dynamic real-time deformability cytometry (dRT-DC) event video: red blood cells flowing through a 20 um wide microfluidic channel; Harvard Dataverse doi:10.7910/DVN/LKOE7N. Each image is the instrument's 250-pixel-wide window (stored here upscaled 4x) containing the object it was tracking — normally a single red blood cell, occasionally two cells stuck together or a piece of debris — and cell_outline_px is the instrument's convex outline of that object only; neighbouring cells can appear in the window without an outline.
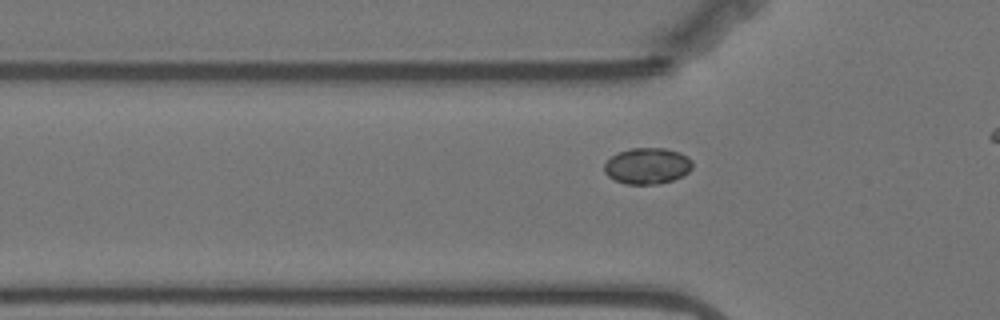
{"species": "Egyptian fruit bat (a non-hibernating species)", "species_latin": "Rousettus aegyptiacus", "temperature_condition": "warm", "stored_images_in_passage": 42, "camera_frame_rate_fps": 3000, "um_per_image_px": 0.085, "animal": {"sex": "female"}, "frame": {"image": 1, "passage_image": 13, "time_ms": 4.0, "image_size_px": [1000, 320], "cell_outline_px": [[692, 168], [688, 172], [672, 180], [656, 184], [628, 184], [616, 180], [608, 176], [604, 172], [604, 164], [616, 152], [628, 148], [664, 148], [680, 152], [688, 156], [692, 160]], "centroid_in_image_um": [55.01, 14.08], "position_along_channel_um": 70.8, "area_um2": 18.61}}
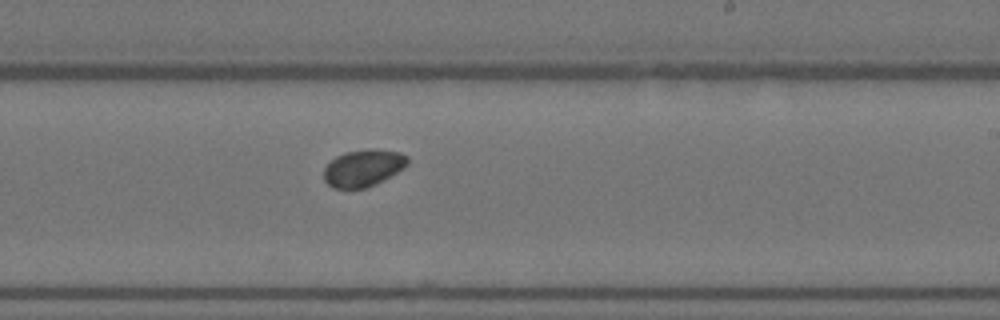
{"frame": {"image": 2, "passage_image": 29, "time_ms": 9.333, "image_size_px": [1000, 320], "cell_outline_px": [[408, 164], [404, 168], [384, 180], [368, 188], [332, 188], [324, 180], [324, 168], [336, 156], [344, 152], [368, 148], [400, 152], [408, 156]], "centroid_in_image_um": [30.89, 14.27], "position_along_channel_um": 258.1, "area_um2": 18.21}}
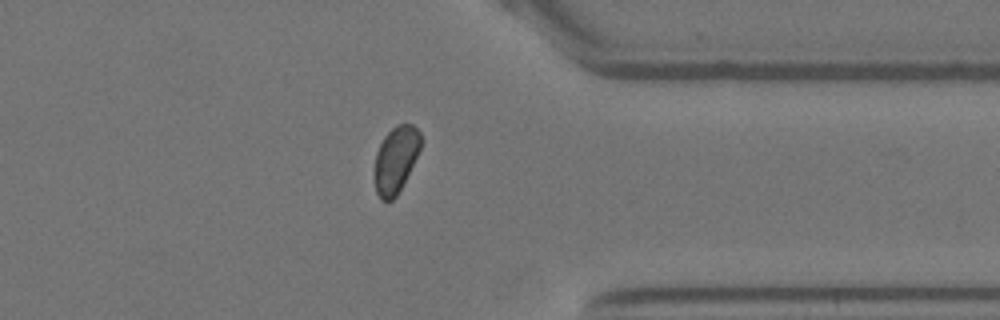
{"frame": {"image": 3, "passage_image": 40, "time_ms": 13.0, "image_size_px": [1000, 320], "cell_outline_px": [[424, 140], [396, 196], [392, 200], [380, 200], [376, 192], [376, 152], [384, 136], [396, 124], [412, 124], [420, 132]], "centroid_in_image_um": [33.66, 13.51], "position_along_channel_um": 377.7, "area_um2": 17.46}}